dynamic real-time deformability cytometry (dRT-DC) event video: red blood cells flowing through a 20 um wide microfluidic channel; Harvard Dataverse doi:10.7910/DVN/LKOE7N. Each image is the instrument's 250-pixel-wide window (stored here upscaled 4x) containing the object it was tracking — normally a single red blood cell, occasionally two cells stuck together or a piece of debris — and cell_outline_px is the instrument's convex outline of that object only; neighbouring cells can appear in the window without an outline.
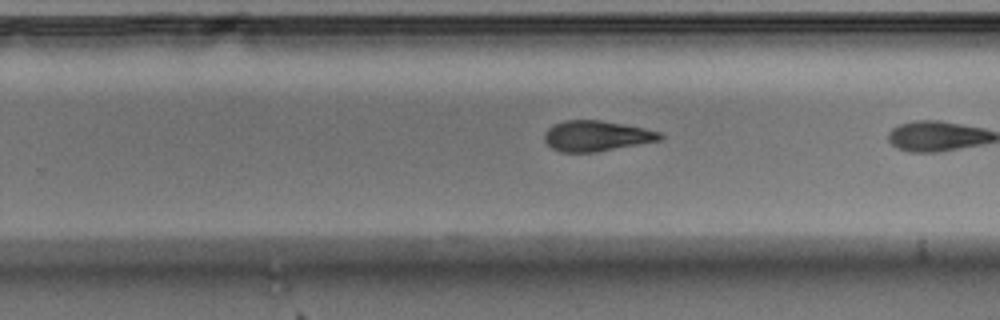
{"species": "Egyptian fruit bat (a non-hibernating species)", "species_latin": "Rousettus aegyptiacus", "temperature_condition": "warm", "stored_images_in_passage": 14, "camera_frame_rate_fps": 3000, "um_per_image_px": 0.085, "animal": {"sex": "male"}, "frame": {"image": 1, "passage_image": 14, "time_ms": 4.333, "image_size_px": [1000, 320], "cell_outline_px": [[664, 140], [596, 152], [560, 152], [552, 148], [544, 140], [544, 132], [552, 124], [564, 120], [600, 120], [644, 128], [660, 132], [664, 136]], "centroid_in_image_um": [50.7, 11.55], "position_along_channel_um": 279.1, "area_um2": 20.75}}